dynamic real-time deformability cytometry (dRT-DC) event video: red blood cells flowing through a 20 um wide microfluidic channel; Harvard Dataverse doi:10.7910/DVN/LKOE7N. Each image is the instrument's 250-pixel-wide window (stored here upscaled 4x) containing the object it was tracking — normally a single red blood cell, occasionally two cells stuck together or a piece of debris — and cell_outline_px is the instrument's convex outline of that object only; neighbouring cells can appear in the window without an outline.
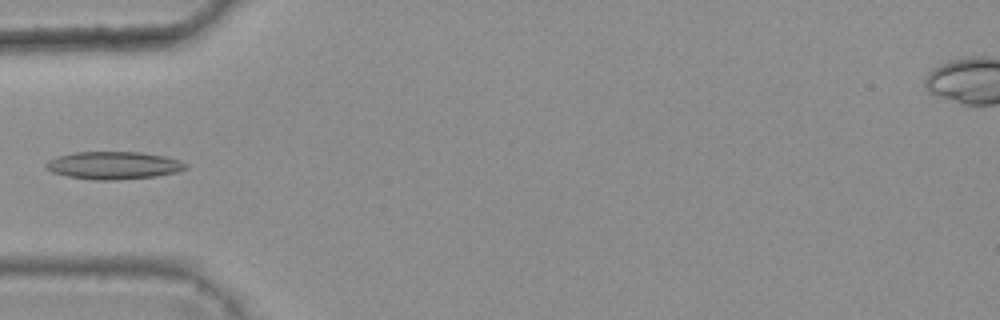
{"species": "common noctule bat (a hibernating species)", "species_latin": "Nyctalus noctula", "temperature_condition": "warm", "stored_images_in_passage": 5, "camera_frame_rate_fps": 3000, "um_per_image_px": 0.085, "animal": {"sex": "female", "body_mass_g": 25.1}, "frame": {"image": 1, "passage_image": 4, "time_ms": 1.0, "image_size_px": [1000, 320], "cell_outline_px": [[188, 168], [176, 172], [156, 176], [116, 180], [96, 180], [68, 176], [52, 172], [44, 168], [44, 164], [48, 160], [56, 156], [76, 152], [140, 152], [164, 156], [180, 160], [188, 164]], "centroid_in_image_um": [9.64, 14.05], "position_along_channel_um": 75.4, "area_um2": 22.6}}
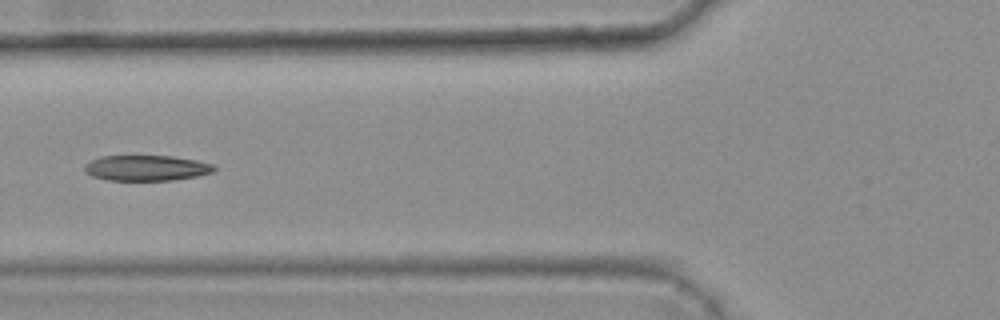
{"frame": {"image": 2, "passage_image": 5, "time_ms": 1.333, "image_size_px": [1000, 320], "cell_outline_px": [[216, 168], [212, 172], [196, 176], [172, 180], [108, 180], [92, 176], [84, 172], [84, 164], [100, 156], [172, 156], [196, 160], [212, 164]], "centroid_in_image_um": [12.41, 14.27], "position_along_channel_um": 113.4, "area_um2": 19.19}}